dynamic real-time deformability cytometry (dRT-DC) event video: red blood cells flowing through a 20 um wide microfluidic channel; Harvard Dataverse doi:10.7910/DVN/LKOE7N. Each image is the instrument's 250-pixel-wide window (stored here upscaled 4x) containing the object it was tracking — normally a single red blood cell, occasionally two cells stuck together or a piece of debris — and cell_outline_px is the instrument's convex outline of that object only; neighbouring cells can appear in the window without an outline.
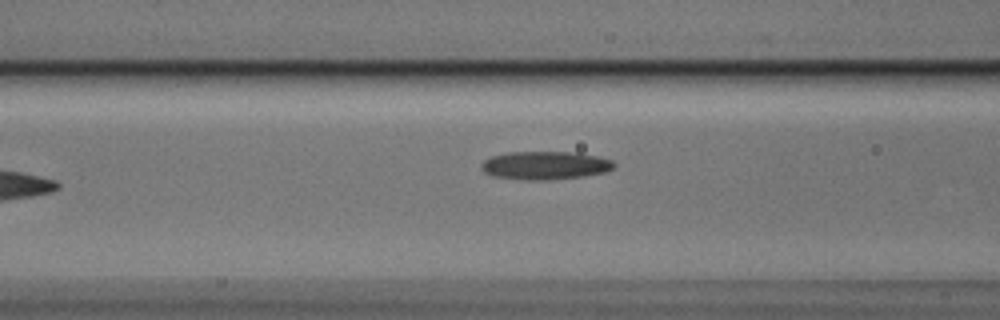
{"species": "Egyptian fruit bat (a non-hibernating species)", "species_latin": "Rousettus aegyptiacus", "temperature_condition": "cold", "stored_images_in_passage": 8, "camera_frame_rate_fps": 3000, "um_per_image_px": 0.085, "animal": {"sex": "male"}, "frame": {"image": 1, "passage_image": 7, "time_ms": 2.0, "image_size_px": [1000, 320], "cell_outline_px": [[616, 164], [612, 168], [604, 172], [580, 176], [548, 180], [528, 180], [492, 176], [484, 172], [480, 168], [480, 164], [484, 160], [492, 156], [508, 152], [576, 152], [596, 156], [612, 160]], "centroid_in_image_um": [46.29, 14.05], "position_along_channel_um": 120.3, "area_um2": 21.73}}
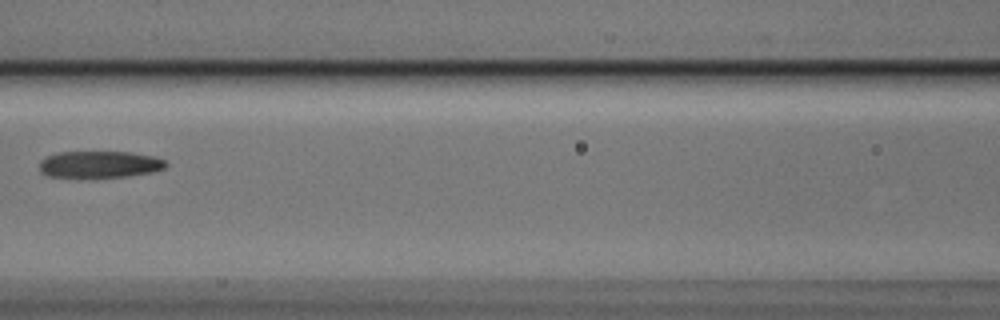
{"frame": {"image": 2, "passage_image": 8, "time_ms": 2.333, "image_size_px": [1000, 320], "cell_outline_px": [[168, 164], [164, 168], [152, 172], [128, 176], [48, 176], [40, 172], [40, 160], [48, 156], [60, 152], [132, 152], [152, 156], [164, 160]], "centroid_in_image_um": [8.48, 13.95], "position_along_channel_um": 158.1, "area_um2": 19.31}}